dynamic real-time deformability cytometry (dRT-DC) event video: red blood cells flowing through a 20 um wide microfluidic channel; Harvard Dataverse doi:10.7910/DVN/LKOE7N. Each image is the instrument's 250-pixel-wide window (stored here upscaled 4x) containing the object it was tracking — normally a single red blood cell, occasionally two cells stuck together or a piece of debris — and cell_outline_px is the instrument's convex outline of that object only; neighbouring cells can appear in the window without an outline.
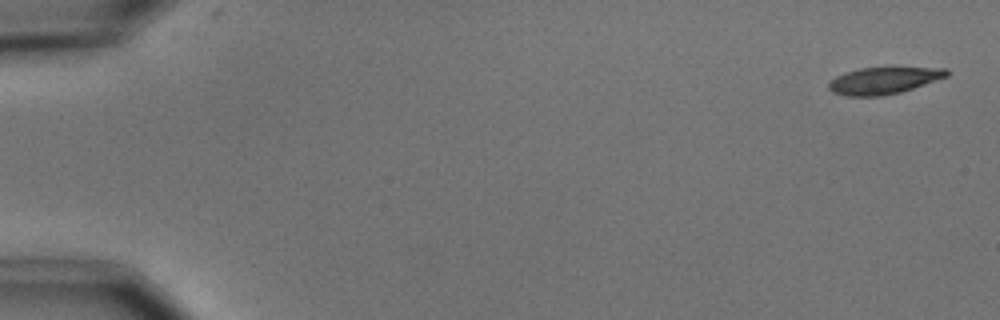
{"species": "common noctule bat (a hibernating species)", "species_latin": "Nyctalus noctula", "temperature_condition": "cold", "stored_images_in_passage": 5, "camera_frame_rate_fps": 3000, "um_per_image_px": 0.085, "animal": {"sex": "male", "body_mass_g": 15.6}, "frame": {"image": 1, "passage_image": 1, "time_ms": 0.0, "image_size_px": [1000, 320], "cell_outline_px": [[948, 76], [900, 92], [880, 96], [848, 96], [832, 92], [828, 88], [828, 84], [836, 76], [844, 72], [860, 68], [948, 68]], "centroid_in_image_um": [75.07, 6.85], "position_along_channel_um": 9.9, "area_um2": 18.15}}
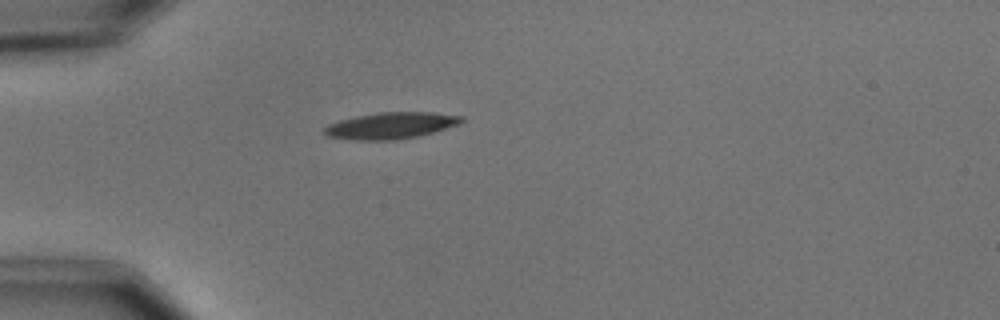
{"frame": {"image": 2, "passage_image": 5, "time_ms": 4.667, "image_size_px": [1000, 320], "cell_outline_px": [[464, 120], [456, 124], [432, 132], [416, 136], [396, 140], [352, 140], [328, 136], [324, 132], [324, 128], [328, 124], [340, 120], [356, 116], [376, 112], [432, 112], [464, 116]], "centroid_in_image_um": [33.18, 10.66], "position_along_channel_um": 51.8, "area_um2": 20.98}}